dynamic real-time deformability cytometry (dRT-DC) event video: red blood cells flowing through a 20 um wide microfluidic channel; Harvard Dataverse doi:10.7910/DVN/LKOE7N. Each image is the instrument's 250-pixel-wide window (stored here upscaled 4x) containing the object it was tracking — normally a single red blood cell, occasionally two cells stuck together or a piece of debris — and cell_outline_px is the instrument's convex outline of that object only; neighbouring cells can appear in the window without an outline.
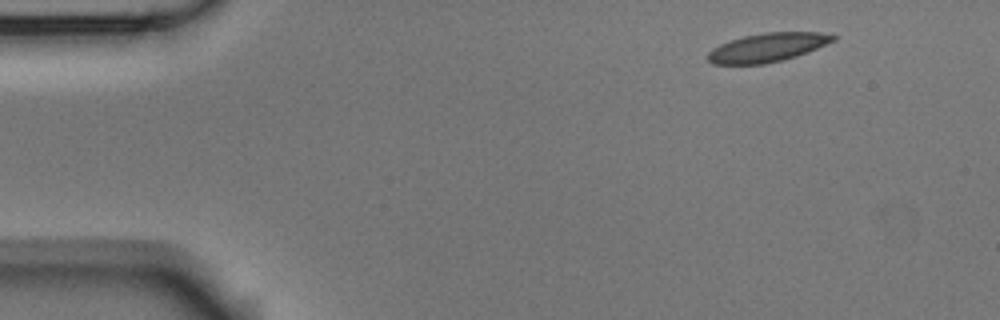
{"species": "Egyptian fruit bat (a non-hibernating species)", "species_latin": "Rousettus aegyptiacus", "temperature_condition": "room temperature", "stored_images_in_passage": 10, "camera_frame_rate_fps": 3000, "um_per_image_px": 0.085, "animal": {"sex": "male"}, "frame": {"image": 1, "passage_image": 1, "time_ms": 0.0, "image_size_px": [1000, 320], "cell_outline_px": [[836, 40], [808, 52], [796, 56], [764, 64], [712, 64], [708, 60], [708, 52], [712, 48], [720, 44], [744, 36], [764, 32], [820, 32], [836, 36]], "centroid_in_image_um": [65.24, 4.03], "position_along_channel_um": 19.8, "area_um2": 20.87}}
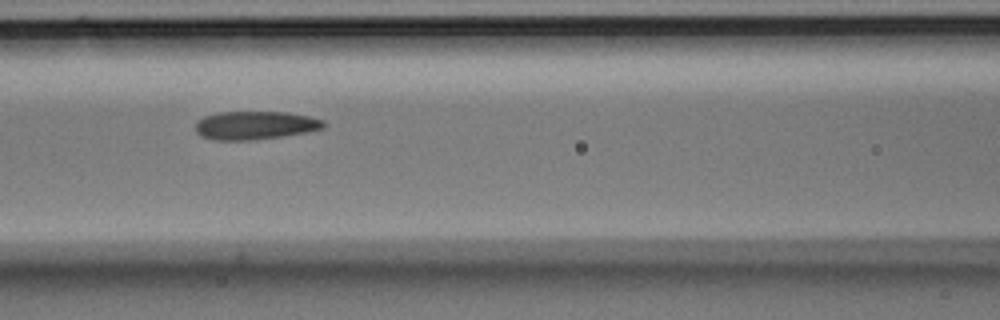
{"frame": {"image": 2, "passage_image": 6, "time_ms": 1.667, "image_size_px": [1000, 320], "cell_outline_px": [[328, 124], [324, 128], [308, 132], [256, 140], [212, 140], [200, 136], [196, 132], [196, 120], [204, 116], [220, 112], [288, 112], [308, 116], [324, 120]], "centroid_in_image_um": [21.7, 10.66], "position_along_channel_um": 144.9, "area_um2": 21.44}}
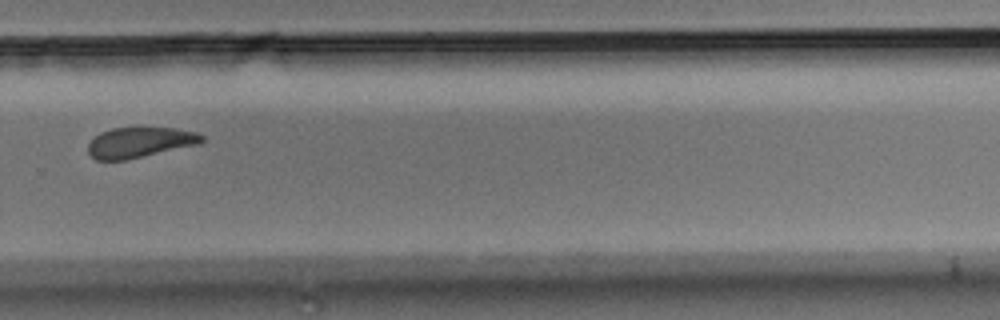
{"frame": {"image": 3, "passage_image": 10, "time_ms": 3.0, "image_size_px": [1000, 320], "cell_outline_px": [[204, 140], [200, 144], [124, 160], [96, 160], [88, 152], [88, 144], [100, 132], [112, 128], [176, 128], [196, 132], [204, 136]], "centroid_in_image_um": [11.9, 12.1], "position_along_channel_um": 317.9, "area_um2": 20.0}}